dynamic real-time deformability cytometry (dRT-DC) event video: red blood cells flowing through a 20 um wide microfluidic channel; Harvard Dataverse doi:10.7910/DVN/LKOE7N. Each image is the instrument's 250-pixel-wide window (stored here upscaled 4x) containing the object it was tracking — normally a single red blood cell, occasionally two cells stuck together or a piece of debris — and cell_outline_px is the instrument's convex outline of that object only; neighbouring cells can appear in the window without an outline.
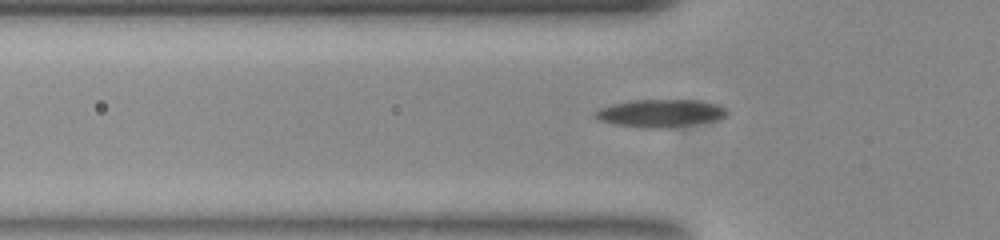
{"species": "common noctule bat (a hibernating species)", "species_latin": "Nyctalus noctula", "temperature_condition": "room temperature", "stored_images_in_passage": 41, "camera_frame_rate_fps": 3000, "um_per_image_px": 0.085, "animal": {"sex": "female", "body_mass_g": 23.0, "forearm_length_mm": 53.4}, "frame": {"image": 1, "passage_image": 11, "time_ms": 3.333, "image_size_px": [1000, 240], "cell_outline_px": [[728, 116], [720, 120], [696, 124], [664, 128], [648, 128], [612, 124], [600, 120], [592, 116], [592, 112], [600, 108], [612, 104], [632, 100], [696, 100], [716, 104], [728, 108]], "centroid_in_image_um": [56.16, 9.63], "position_along_channel_um": 69.6, "area_um2": 21.62}}
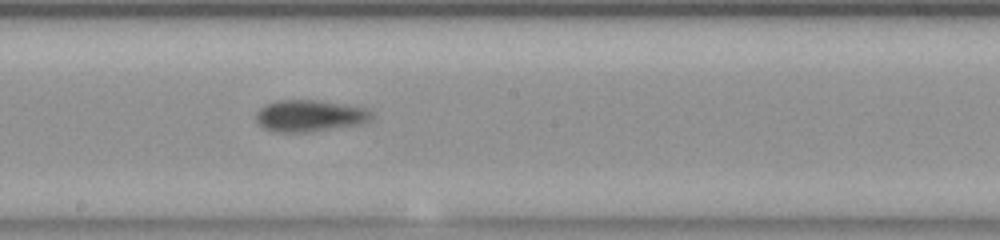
{"frame": {"image": 2, "passage_image": 23, "time_ms": 7.333, "image_size_px": [1000, 240], "cell_outline_px": [[372, 120], [360, 124], [308, 132], [272, 132], [256, 124], [256, 112], [260, 108], [276, 100], [320, 100], [368, 108], [372, 112]], "centroid_in_image_um": [26.32, 9.84], "position_along_channel_um": 221.9, "area_um2": 21.56}}
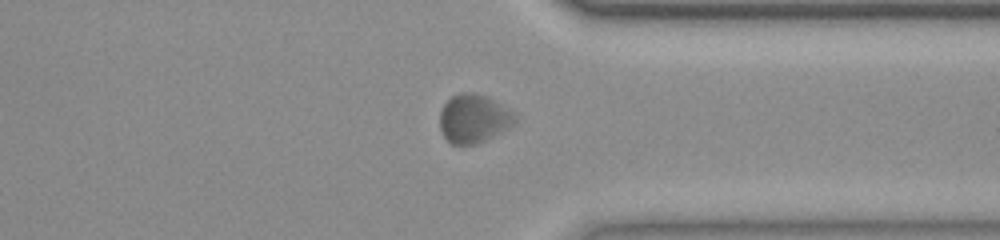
{"frame": {"image": 3, "passage_image": 35, "time_ms": 11.333, "image_size_px": [1000, 240], "cell_outline_px": [[516, 120], [508, 128], [476, 144], [452, 144], [440, 132], [440, 112], [444, 104], [452, 96], [460, 92], [472, 92], [488, 96], [516, 112]], "centroid_in_image_um": [40.27, 10.05], "position_along_channel_um": 371.1, "area_um2": 21.33}, "authors_computed_cell_mechanics": {"area_um2": 20.9814, "velocity_mm_per_s": 3.7979, "shape_relaxation_time_tau1_ms": null, "shape_relaxation_time_tau2_ms": 1.5306, "deformation_change_tau1": null, "deformation_change_tau2": 0.064}}